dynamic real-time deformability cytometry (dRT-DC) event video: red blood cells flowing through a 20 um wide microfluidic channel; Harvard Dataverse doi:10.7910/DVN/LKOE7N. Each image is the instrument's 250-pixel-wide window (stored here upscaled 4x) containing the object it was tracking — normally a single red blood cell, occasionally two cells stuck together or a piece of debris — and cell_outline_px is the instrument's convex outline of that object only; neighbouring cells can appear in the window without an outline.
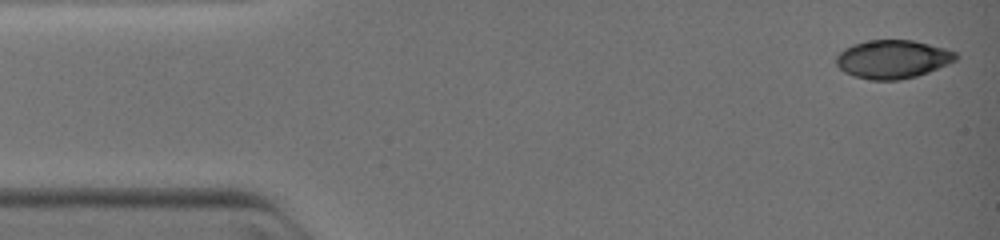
{"species": "common noctule bat (a hibernating species)", "species_latin": "Nyctalus noctula", "temperature_condition": "warm", "stored_images_in_passage": 7, "camera_frame_rate_fps": 3000, "um_per_image_px": 0.085, "animal": {"sex": "female", "body_mass_g": 19.0, "forearm_length_mm": 51.5}, "frame": {"image": 1, "passage_image": 1, "time_ms": 0.0, "image_size_px": [1000, 240], "cell_outline_px": [[960, 56], [956, 60], [928, 72], [916, 76], [900, 80], [868, 80], [852, 76], [844, 72], [836, 64], [836, 56], [844, 48], [852, 44], [868, 40], [912, 40], [944, 48], [956, 52]], "centroid_in_image_um": [75.85, 5.04], "position_along_channel_um": 9.2, "area_um2": 26.88}}
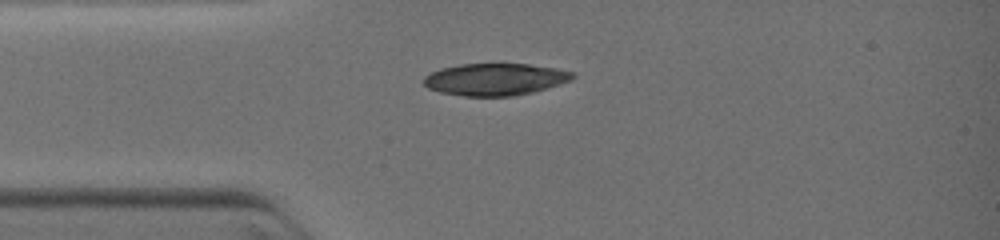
{"frame": {"image": 2, "passage_image": 5, "time_ms": 2.667, "image_size_px": [1000, 240], "cell_outline_px": [[576, 76], [572, 80], [548, 88], [532, 92], [512, 96], [464, 96], [440, 92], [428, 88], [424, 84], [424, 76], [440, 68], [460, 64], [528, 64], [556, 68], [572, 72]], "centroid_in_image_um": [42.09, 6.74], "position_along_channel_um": 42.9, "area_um2": 27.8}}
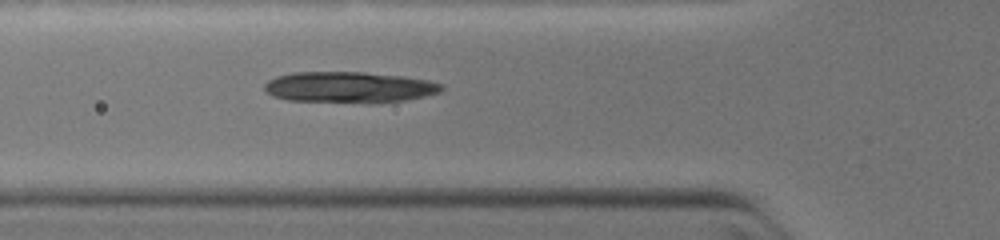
{"frame": {"image": 3, "passage_image": 7, "time_ms": 4.0, "image_size_px": [1000, 240], "cell_outline_px": [[444, 88], [440, 92], [424, 96], [404, 100], [372, 104], [368, 104], [288, 100], [272, 96], [264, 92], [264, 84], [268, 80], [276, 76], [292, 72], [364, 72], [404, 76], [428, 80], [444, 84]], "centroid_in_image_um": [29.67, 7.43], "position_along_channel_um": 96.1, "area_um2": 32.66}}